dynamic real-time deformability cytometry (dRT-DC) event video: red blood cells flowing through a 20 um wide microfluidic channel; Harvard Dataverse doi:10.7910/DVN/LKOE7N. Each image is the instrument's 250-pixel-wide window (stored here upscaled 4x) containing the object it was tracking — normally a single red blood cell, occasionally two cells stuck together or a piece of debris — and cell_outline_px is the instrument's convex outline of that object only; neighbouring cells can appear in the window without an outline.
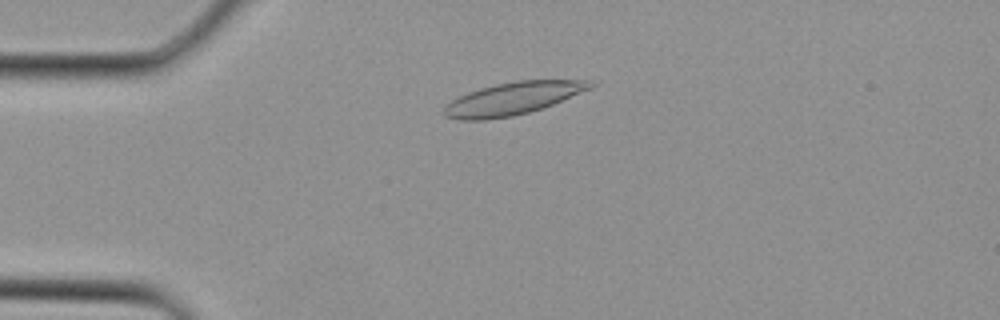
{"species": "Egyptian fruit bat (a non-hibernating species)", "species_latin": "Rousettus aegyptiacus", "temperature_condition": "cold", "stored_images_in_passage": 2, "camera_frame_rate_fps": 3000, "um_per_image_px": 0.085, "animal": {"sex": "female"}, "frame": {"image": 1, "passage_image": 2, "time_ms": 0.333, "image_size_px": [1000, 320], "cell_outline_px": [[596, 84], [592, 88], [552, 104], [528, 112], [512, 116], [484, 120], [460, 120], [444, 116], [444, 108], [452, 100], [468, 92], [480, 88], [496, 84], [516, 80], [592, 80]], "centroid_in_image_um": [43.6, 8.36], "position_along_channel_um": 41.4, "area_um2": 27.46}}